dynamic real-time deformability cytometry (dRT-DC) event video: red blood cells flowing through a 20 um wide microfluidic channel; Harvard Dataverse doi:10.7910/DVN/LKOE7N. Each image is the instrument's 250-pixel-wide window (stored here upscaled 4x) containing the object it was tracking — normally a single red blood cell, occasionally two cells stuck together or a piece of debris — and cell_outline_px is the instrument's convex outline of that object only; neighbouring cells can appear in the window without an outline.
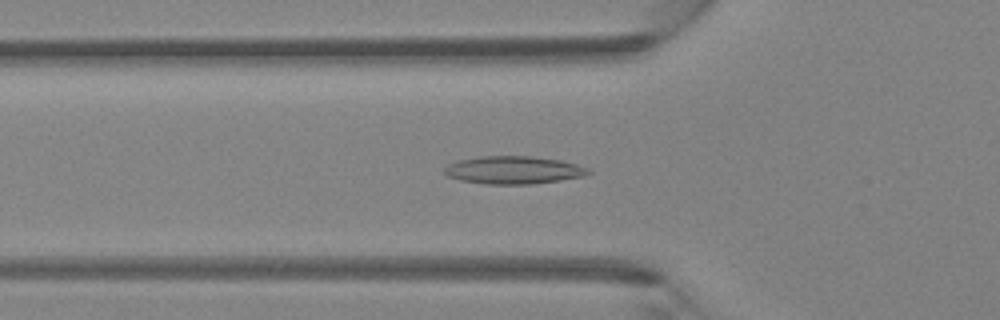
{"species": "Egyptian fruit bat (a non-hibernating species)", "species_latin": "Rousettus aegyptiacus", "temperature_condition": "room temperature", "stored_images_in_passage": 46, "camera_frame_rate_fps": 3000, "um_per_image_px": 0.085, "animal": {"sex": "female"}, "frame": {"image": 1, "passage_image": 15, "time_ms": 4.667, "image_size_px": [1000, 320], "cell_outline_px": [[592, 172], [584, 176], [560, 180], [532, 184], [484, 184], [460, 180], [448, 176], [444, 172], [444, 168], [448, 164], [456, 160], [480, 156], [532, 156], [560, 160], [576, 164], [588, 168]], "centroid_in_image_um": [43.63, 14.45], "position_along_channel_um": 82.2, "area_um2": 23.41}}
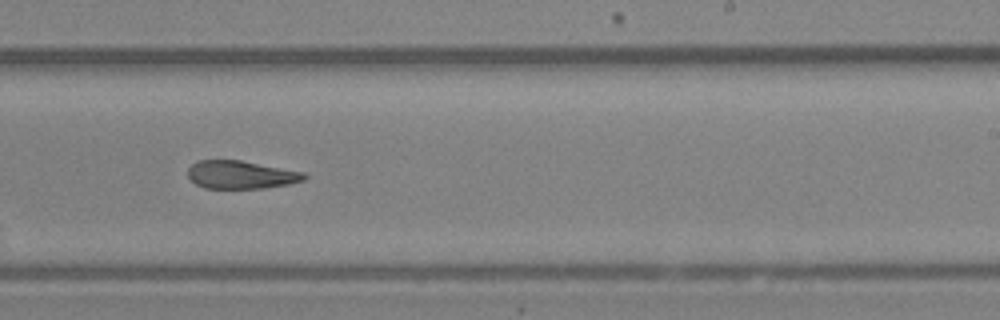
{"frame": {"image": 2, "passage_image": 28, "time_ms": 9.0, "image_size_px": [1000, 320], "cell_outline_px": [[308, 176], [304, 180], [288, 184], [264, 188], [204, 188], [196, 184], [188, 176], [188, 168], [192, 164], [200, 160], [240, 160], [304, 172]], "centroid_in_image_um": [20.48, 14.85], "position_along_channel_um": 268.5, "area_um2": 18.9}}
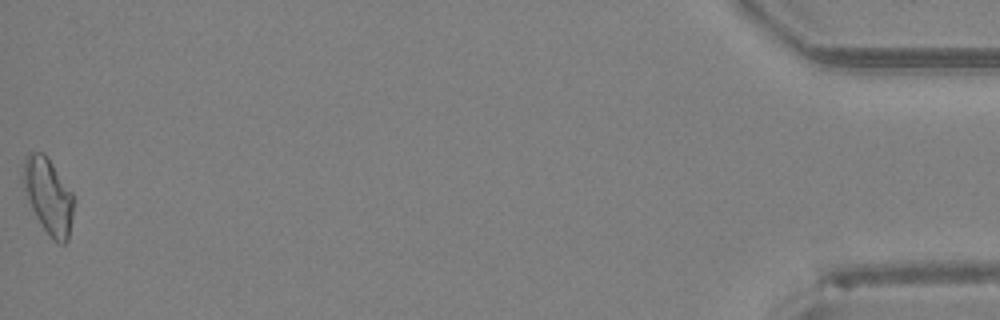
{"frame": {"image": 3, "passage_image": 46, "time_ms": 15.0, "image_size_px": [1000, 320], "cell_outline_px": [[72, 220], [68, 240], [64, 244], [60, 244], [52, 240], [36, 216], [32, 208], [24, 188], [24, 160], [28, 152], [44, 152], [72, 192]], "centroid_in_image_um": [4.12, 16.67], "position_along_channel_um": 431.1, "area_um2": 21.73}, "authors_computed_cell_mechanics": {"area_um2": 20.808, "velocity_mm_per_s": 4.3155, "shape_relaxation_time_tau1_ms": null, "shape_relaxation_time_tau2_ms": 6.3568, "deformation_change_tau1": null, "deformation_change_tau2": 0.1534}}